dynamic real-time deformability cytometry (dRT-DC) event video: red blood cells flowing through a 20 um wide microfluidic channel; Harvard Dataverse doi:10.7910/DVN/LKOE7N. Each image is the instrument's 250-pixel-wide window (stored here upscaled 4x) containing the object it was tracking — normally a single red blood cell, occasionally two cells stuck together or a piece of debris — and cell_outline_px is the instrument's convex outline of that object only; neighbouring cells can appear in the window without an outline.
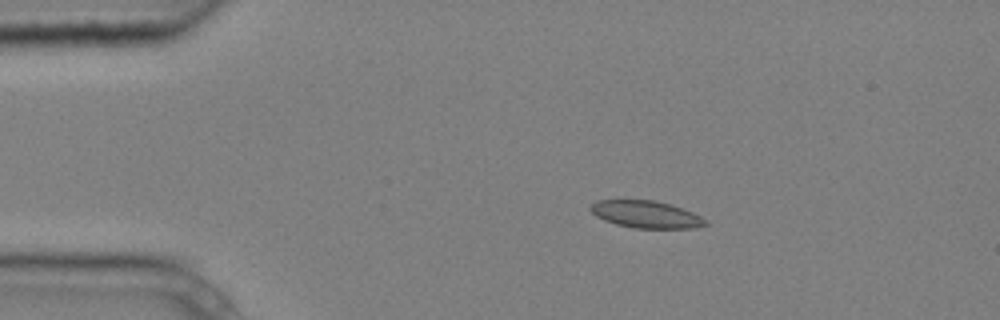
{"species": "common noctule bat (a hibernating species)", "species_latin": "Nyctalus noctula", "temperature_condition": "cold", "stored_images_in_passage": 5, "camera_frame_rate_fps": 3000, "um_per_image_px": 0.085, "animal": {"sex": "male", "body_mass_g": 20.4}, "frame": {"image": 1, "passage_image": 3, "time_ms": 0.667, "image_size_px": [1000, 320], "cell_outline_px": [[708, 224], [696, 228], [632, 228], [616, 224], [604, 220], [596, 216], [588, 208], [596, 200], [652, 200], [668, 204], [692, 212], [708, 220]], "centroid_in_image_um": [54.9, 18.23], "position_along_channel_um": 30.1, "area_um2": 18.15}}